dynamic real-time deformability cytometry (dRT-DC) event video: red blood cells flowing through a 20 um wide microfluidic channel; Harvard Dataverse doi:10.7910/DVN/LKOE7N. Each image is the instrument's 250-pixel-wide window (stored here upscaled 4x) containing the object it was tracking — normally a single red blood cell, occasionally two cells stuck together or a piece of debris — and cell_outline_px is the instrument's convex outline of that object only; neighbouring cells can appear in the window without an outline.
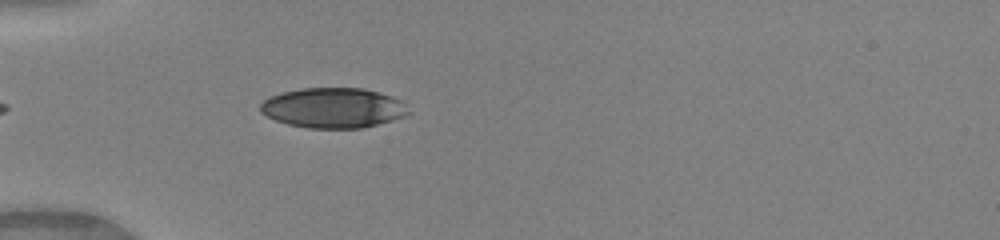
{"species": "human", "species_latin": "Homo sapiens", "temperature_condition": "warm", "stored_images_in_passage": 32, "camera_frame_rate_fps": 3000, "um_per_image_px": 0.085, "donor": {"sex": "female"}, "frame": {"image": 1, "passage_image": 1, "time_ms": 0.0, "image_size_px": [1000, 240], "cell_outline_px": [[412, 112], [404, 116], [392, 120], [360, 128], [308, 128], [288, 124], [276, 120], [260, 112], [260, 104], [268, 96], [300, 88], [364, 88], [392, 96], [404, 100]], "centroid_in_image_um": [28.36, 9.16], "position_along_channel_um": 56.6, "area_um2": 34.8}}
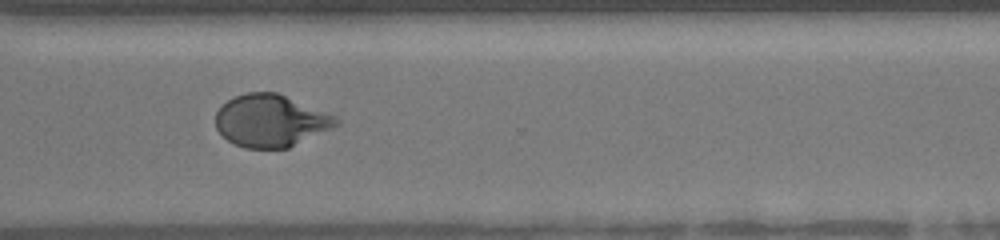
{"frame": {"image": 2, "passage_image": 23, "time_ms": 7.333, "image_size_px": [1000, 240], "cell_outline_px": [[340, 124], [332, 128], [288, 148], [244, 148], [228, 140], [216, 128], [216, 112], [220, 104], [236, 96], [248, 92], [276, 92], [328, 112], [336, 116], [340, 120]], "centroid_in_image_um": [23.02, 10.25], "position_along_channel_um": 347.6, "area_um2": 36.7}, "authors_computed_cell_mechanics": {"area_um2": 36.125, "velocity_mm_per_s": 4.1097, "shape_relaxation_time_tau1_ms": 4.0606, "shape_relaxation_time_tau2_ms": null, "deformation_change_tau1": 0.19, "deformation_change_tau2": null}}